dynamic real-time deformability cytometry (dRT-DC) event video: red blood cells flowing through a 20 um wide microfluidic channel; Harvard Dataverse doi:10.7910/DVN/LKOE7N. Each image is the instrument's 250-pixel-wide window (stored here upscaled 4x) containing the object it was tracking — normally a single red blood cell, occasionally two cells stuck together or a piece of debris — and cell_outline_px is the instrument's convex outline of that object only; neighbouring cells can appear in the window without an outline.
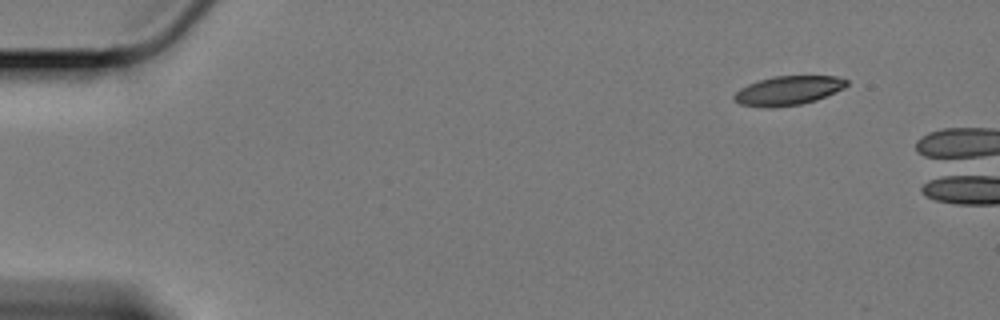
{"species": "Egyptian fruit bat (a non-hibernating species)", "species_latin": "Rousettus aegyptiacus", "temperature_condition": "cold", "stored_images_in_passage": 49, "camera_frame_rate_fps": 3000, "um_per_image_px": 0.085, "animal": {"sex": "female"}, "frame": {"image": 1, "passage_image": 1, "time_ms": 0.0, "image_size_px": [1000, 320], "cell_outline_px": [[848, 84], [844, 88], [816, 100], [800, 104], [740, 104], [732, 100], [732, 96], [740, 88], [748, 84], [772, 76], [836, 76], [848, 80]], "centroid_in_image_um": [67.04, 7.63], "position_along_channel_um": 18.0, "area_um2": 18.21}}
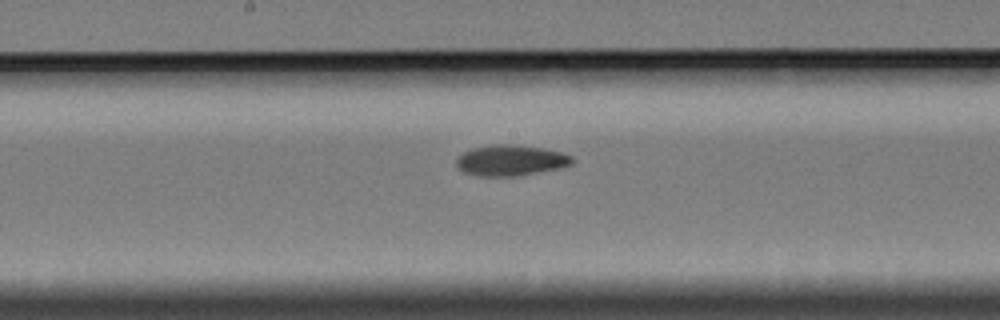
{"frame": {"image": 2, "passage_image": 27, "time_ms": 8.667, "image_size_px": [1000, 320], "cell_outline_px": [[576, 160], [572, 164], [560, 168], [520, 176], [476, 176], [464, 172], [456, 164], [456, 160], [464, 152], [472, 148], [492, 144], [512, 144], [544, 148], [560, 152], [572, 156]], "centroid_in_image_um": [43.44, 13.63], "position_along_channel_um": 204.8, "area_um2": 20.92}}
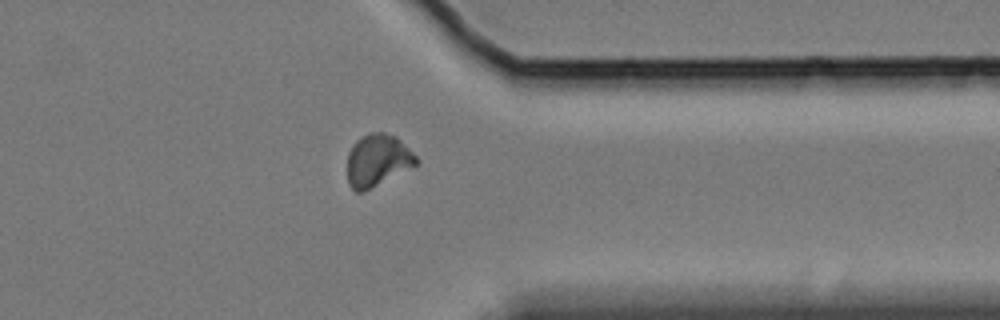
{"frame": {"image": 3, "passage_image": 43, "time_ms": 14.0, "image_size_px": [1000, 320], "cell_outline_px": [[420, 160], [416, 164], [364, 192], [356, 192], [348, 184], [348, 152], [352, 144], [356, 140], [368, 132], [384, 132], [396, 136]], "centroid_in_image_um": [32.06, 13.61], "position_along_channel_um": 379.3, "area_um2": 20.81}}